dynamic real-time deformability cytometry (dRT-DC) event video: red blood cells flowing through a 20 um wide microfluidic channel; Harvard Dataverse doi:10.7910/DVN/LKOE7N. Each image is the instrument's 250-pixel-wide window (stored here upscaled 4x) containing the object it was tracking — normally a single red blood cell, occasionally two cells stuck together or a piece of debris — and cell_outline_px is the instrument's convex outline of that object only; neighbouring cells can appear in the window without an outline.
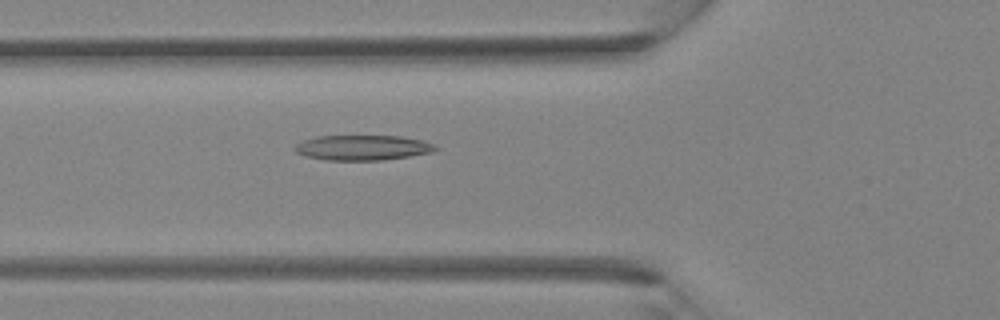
{"species": "Egyptian fruit bat (a non-hibernating species)", "species_latin": "Rousettus aegyptiacus", "temperature_condition": "room temperature", "stored_images_in_passage": 29, "camera_frame_rate_fps": 3000, "um_per_image_px": 0.085, "animal": {"sex": "female"}, "frame": {"image": 1, "passage_image": 4, "time_ms": 1.0, "image_size_px": [1000, 320], "cell_outline_px": [[440, 148], [432, 152], [408, 156], [380, 160], [324, 160], [304, 156], [296, 152], [292, 148], [296, 144], [304, 140], [316, 136], [400, 136], [420, 140], [436, 144]], "centroid_in_image_um": [30.8, 12.55], "position_along_channel_um": 95.0, "area_um2": 20.63}}
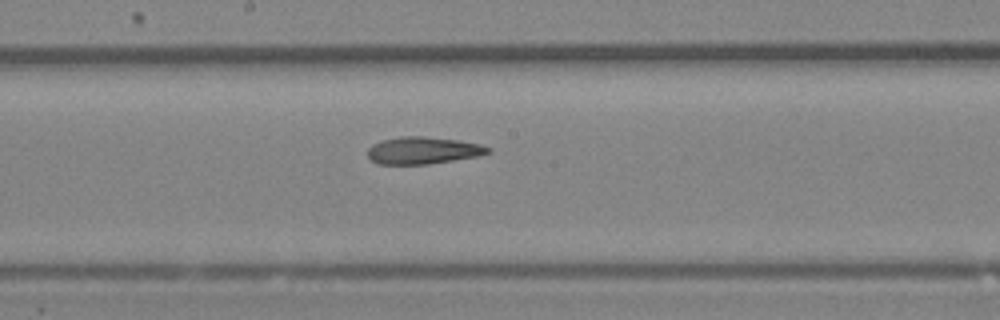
{"frame": {"image": 2, "passage_image": 11, "time_ms": 3.333, "image_size_px": [1000, 320], "cell_outline_px": [[492, 152], [476, 156], [428, 164], [376, 164], [368, 156], [368, 148], [372, 144], [380, 140], [400, 136], [424, 136], [456, 140], [480, 144], [492, 148]], "centroid_in_image_um": [35.93, 12.78], "position_along_channel_um": 212.3, "area_um2": 19.02}}
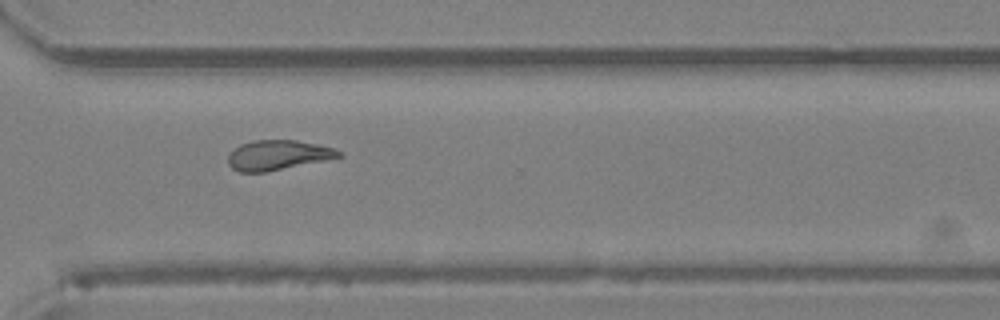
{"frame": {"image": 3, "passage_image": 19, "time_ms": 6.0, "image_size_px": [1000, 320], "cell_outline_px": [[344, 156], [264, 172], [240, 172], [232, 168], [228, 164], [228, 156], [240, 144], [252, 140], [296, 140], [316, 144], [332, 148], [344, 152]], "centroid_in_image_um": [23.62, 13.17], "position_along_channel_um": 347.0, "area_um2": 19.02}}